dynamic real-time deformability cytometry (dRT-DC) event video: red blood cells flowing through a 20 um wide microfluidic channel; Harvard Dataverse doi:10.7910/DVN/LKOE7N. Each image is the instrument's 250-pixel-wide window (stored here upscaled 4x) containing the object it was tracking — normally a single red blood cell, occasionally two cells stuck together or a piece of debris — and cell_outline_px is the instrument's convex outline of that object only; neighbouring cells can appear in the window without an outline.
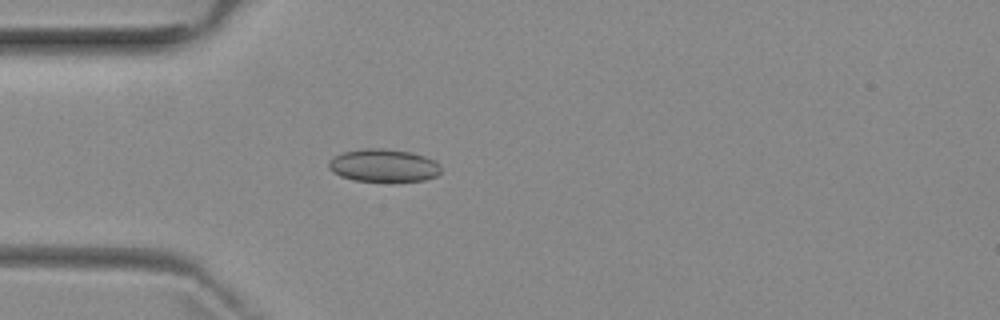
{"species": "common noctule bat (a hibernating species)", "species_latin": "Nyctalus noctula", "temperature_condition": "room temperature", "stored_images_in_passage": 4, "camera_frame_rate_fps": 3000, "um_per_image_px": 0.085, "animal": {"sex": "female", "body_mass_g": 29.2, "forearm_length_mm": 56.3}, "frame": {"image": 1, "passage_image": 4, "time_ms": 3.667, "image_size_px": [1000, 320], "cell_outline_px": [[440, 172], [436, 176], [424, 180], [352, 180], [340, 176], [332, 172], [328, 168], [328, 160], [344, 152], [368, 148], [384, 148], [412, 152], [436, 160], [440, 164]], "centroid_in_image_um": [32.6, 14.05], "position_along_channel_um": 52.4, "area_um2": 21.27}}